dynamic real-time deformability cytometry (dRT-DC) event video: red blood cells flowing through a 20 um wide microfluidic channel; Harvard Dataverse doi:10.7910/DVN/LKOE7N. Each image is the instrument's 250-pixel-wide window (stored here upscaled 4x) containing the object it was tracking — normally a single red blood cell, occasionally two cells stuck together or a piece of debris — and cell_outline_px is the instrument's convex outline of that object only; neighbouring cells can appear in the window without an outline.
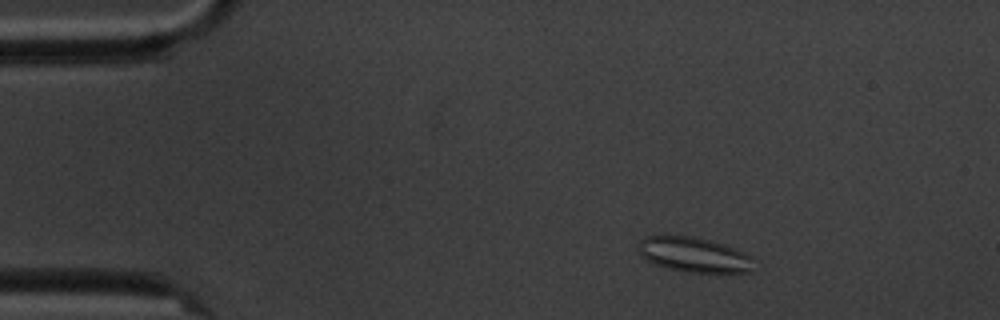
{"species": "common noctule bat (a hibernating species)", "species_latin": "Nyctalus noctula", "temperature_condition": "cold", "stored_images_in_passage": 9, "camera_frame_rate_fps": 3000, "um_per_image_px": 0.085, "animal": {"sex": "male", "body_mass_g": 20.1, "forearm_length_mm": 53.5}, "frame": {"image": 1, "passage_image": 3, "time_ms": 2.333, "image_size_px": [1000, 320], "cell_outline_px": [[756, 260], [752, 272], [684, 272], [652, 264], [640, 256], [636, 248], [640, 240], [644, 236], [692, 236], [712, 240], [736, 248], [752, 256]], "centroid_in_image_um": [58.99, 21.65], "position_along_channel_um": 26.0, "area_um2": 24.04}}
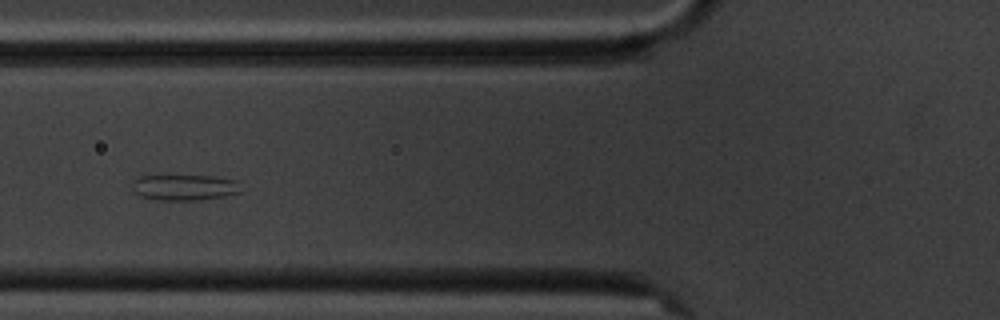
{"frame": {"image": 2, "passage_image": 7, "time_ms": 6.667, "image_size_px": [1000, 320], "cell_outline_px": [[240, 192], [224, 196], [200, 200], [156, 200], [140, 196], [136, 192], [132, 184], [132, 180], [140, 176], [212, 176], [236, 180]], "centroid_in_image_um": [15.65, 15.93], "position_along_channel_um": 110.2, "area_um2": 16.18}}
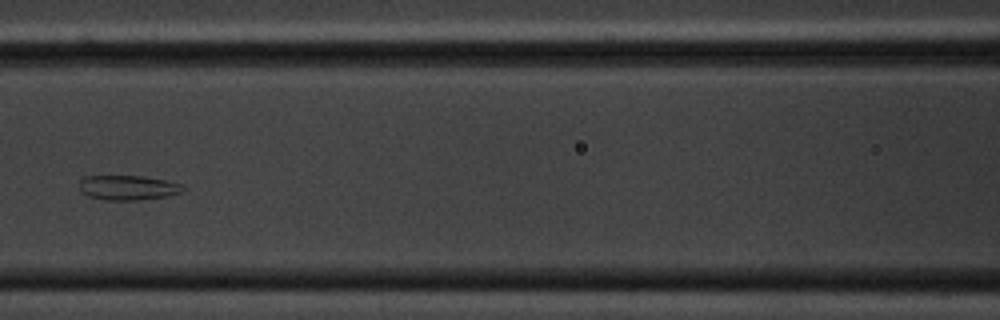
{"frame": {"image": 3, "passage_image": 8, "time_ms": 8.0, "image_size_px": [1000, 320], "cell_outline_px": [[184, 192], [164, 196], [136, 200], [104, 200], [88, 196], [80, 192], [80, 180], [84, 176], [144, 176], [164, 180], [180, 184], [184, 188]], "centroid_in_image_um": [10.83, 15.95], "position_along_channel_um": 155.8, "area_um2": 14.85}}